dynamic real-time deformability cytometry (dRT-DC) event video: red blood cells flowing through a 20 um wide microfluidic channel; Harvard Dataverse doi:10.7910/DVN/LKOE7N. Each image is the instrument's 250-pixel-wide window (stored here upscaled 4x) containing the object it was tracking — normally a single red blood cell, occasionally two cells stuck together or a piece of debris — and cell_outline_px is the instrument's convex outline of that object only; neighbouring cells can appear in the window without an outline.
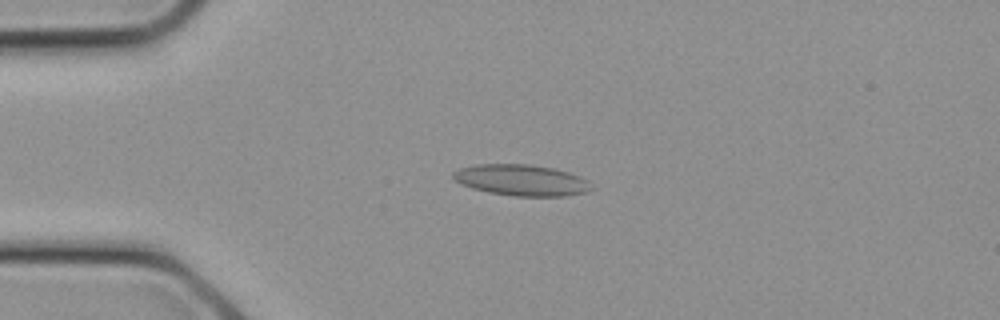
{"species": "common noctule bat (a hibernating species)", "species_latin": "Nyctalus noctula", "temperature_condition": "cold", "stored_images_in_passage": 10, "camera_frame_rate_fps": 3000, "um_per_image_px": 0.085, "animal": {"sex": "female", "body_mass_g": 21.9}, "frame": {"image": 1, "passage_image": 5, "time_ms": 1.333, "image_size_px": [1000, 320], "cell_outline_px": [[592, 188], [588, 192], [564, 196], [512, 196], [488, 192], [472, 188], [460, 184], [452, 176], [452, 172], [460, 168], [476, 164], [528, 164], [552, 168], [568, 172], [588, 180]], "centroid_in_image_um": [44.3, 15.31], "position_along_channel_um": 40.7, "area_um2": 25.09}}
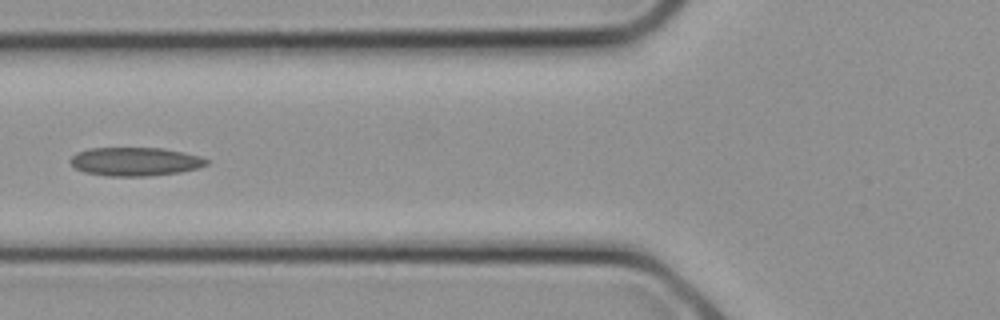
{"frame": {"image": 2, "passage_image": 9, "time_ms": 2.667, "image_size_px": [1000, 320], "cell_outline_px": [[208, 164], [200, 168], [180, 172], [148, 176], [108, 176], [84, 172], [76, 168], [68, 160], [76, 152], [88, 148], [164, 148], [184, 152], [200, 156], [208, 160]], "centroid_in_image_um": [11.49, 13.73], "position_along_channel_um": 114.3, "area_um2": 22.83}}